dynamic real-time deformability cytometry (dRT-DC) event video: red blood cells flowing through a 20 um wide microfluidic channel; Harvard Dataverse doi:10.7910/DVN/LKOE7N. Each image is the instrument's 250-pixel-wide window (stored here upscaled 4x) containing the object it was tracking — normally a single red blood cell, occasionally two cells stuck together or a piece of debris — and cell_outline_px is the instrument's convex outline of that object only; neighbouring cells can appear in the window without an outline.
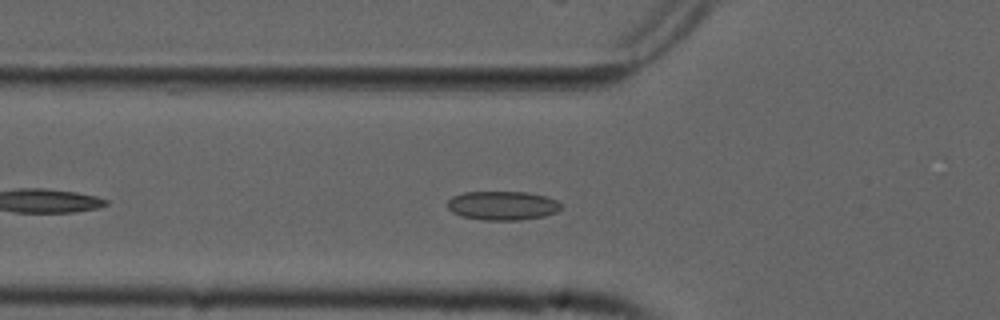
{"species": "common noctule bat (a hibernating species)", "species_latin": "Nyctalus noctula", "temperature_condition": "cold", "stored_images_in_passage": 39, "camera_frame_rate_fps": 3000, "um_per_image_px": 0.085, "animal": {"sex": "male", "forearm_length_mm": 52.5}, "frame": {"image": 1, "passage_image": 7, "time_ms": 2.0, "image_size_px": [1000, 320], "cell_outline_px": [[560, 208], [556, 212], [544, 216], [520, 220], [484, 220], [464, 216], [452, 212], [448, 208], [448, 200], [452, 196], [464, 192], [528, 192], [544, 196], [556, 200], [560, 204]], "centroid_in_image_um": [42.7, 17.47], "position_along_channel_um": 83.1, "area_um2": 19.02}}
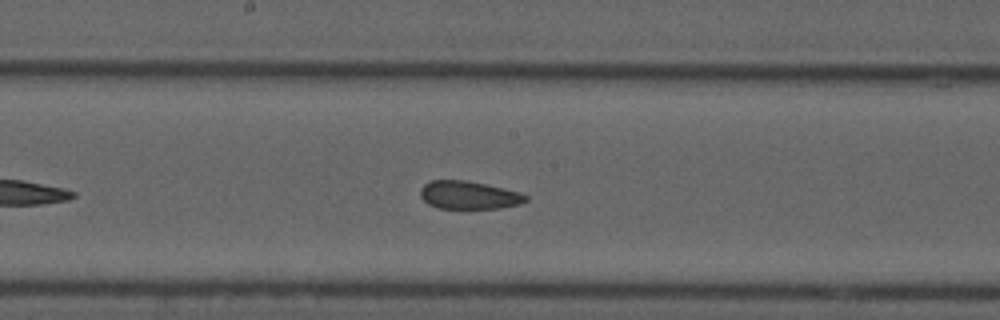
{"frame": {"image": 2, "passage_image": 17, "time_ms": 5.333, "image_size_px": [1000, 320], "cell_outline_px": [[528, 200], [520, 204], [500, 208], [436, 208], [428, 204], [420, 196], [420, 188], [424, 184], [432, 180], [464, 180], [504, 188], [520, 192], [528, 196]], "centroid_in_image_um": [39.84, 16.58], "position_along_channel_um": 208.4, "area_um2": 17.22}}
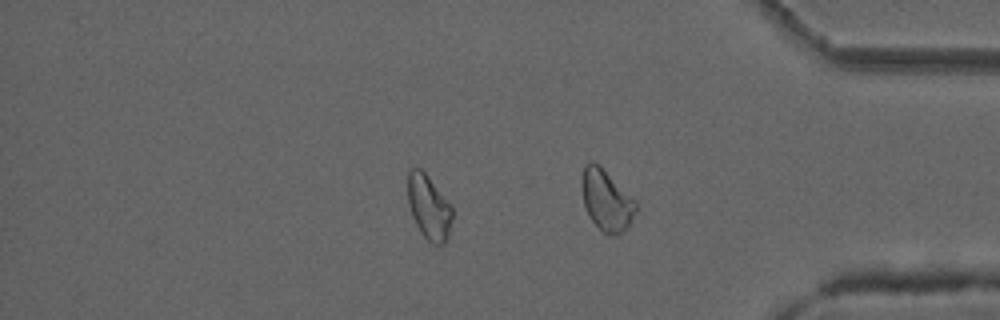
{"frame": {"image": 3, "passage_image": 32, "time_ms": 10.333, "image_size_px": [1000, 320], "cell_outline_px": [[452, 216], [448, 236], [444, 244], [432, 244], [420, 232], [412, 216], [408, 204], [408, 172], [412, 168], [420, 168], [424, 172], [452, 204]], "centroid_in_image_um": [36.45, 17.61], "position_along_channel_um": 398.7, "area_um2": 16.7}, "authors_computed_cell_mechanics": {"area_um2": 18.3226, "velocity_mm_per_s": 3.7476, "shape_relaxation_time_tau1_ms": null, "shape_relaxation_time_tau2_ms": 2.3853, "deformation_change_tau1": null, "deformation_change_tau2": 0.0919}}